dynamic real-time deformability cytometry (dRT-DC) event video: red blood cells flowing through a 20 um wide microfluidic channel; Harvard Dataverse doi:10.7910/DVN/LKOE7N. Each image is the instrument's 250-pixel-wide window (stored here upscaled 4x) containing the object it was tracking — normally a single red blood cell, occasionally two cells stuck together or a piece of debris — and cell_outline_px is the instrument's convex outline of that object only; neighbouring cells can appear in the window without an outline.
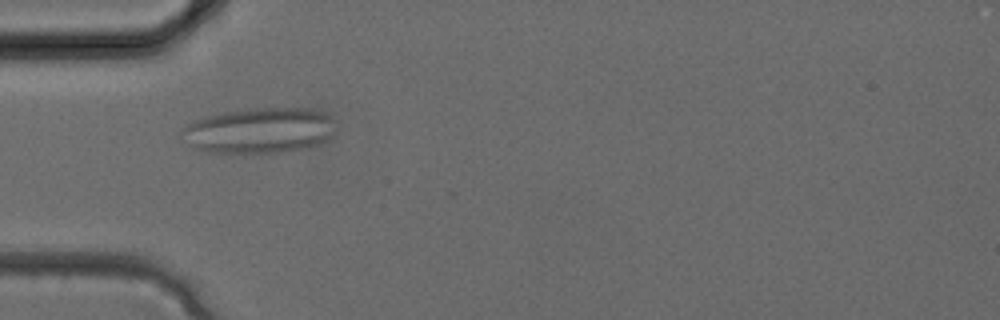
{"species": "common noctule bat (a hibernating species)", "species_latin": "Nyctalus noctula", "temperature_condition": "cold", "stored_images_in_passage": 13, "camera_frame_rate_fps": 3000, "um_per_image_px": 0.085, "animal": {"sex": "female", "body_mass_g": 24.6, "forearm_length_mm": 56.2}, "frame": {"image": 1, "passage_image": 11, "time_ms": 3.333, "image_size_px": [1000, 320], "cell_outline_px": [[336, 120], [332, 136], [328, 140], [320, 144], [308, 148], [280, 152], [208, 152], [196, 148], [188, 144], [180, 136], [180, 128], [204, 116], [224, 112], [252, 108], [312, 108], [324, 112], [332, 116]], "centroid_in_image_um": [22.08, 11.08], "position_along_channel_um": 62.9, "area_um2": 41.27}}